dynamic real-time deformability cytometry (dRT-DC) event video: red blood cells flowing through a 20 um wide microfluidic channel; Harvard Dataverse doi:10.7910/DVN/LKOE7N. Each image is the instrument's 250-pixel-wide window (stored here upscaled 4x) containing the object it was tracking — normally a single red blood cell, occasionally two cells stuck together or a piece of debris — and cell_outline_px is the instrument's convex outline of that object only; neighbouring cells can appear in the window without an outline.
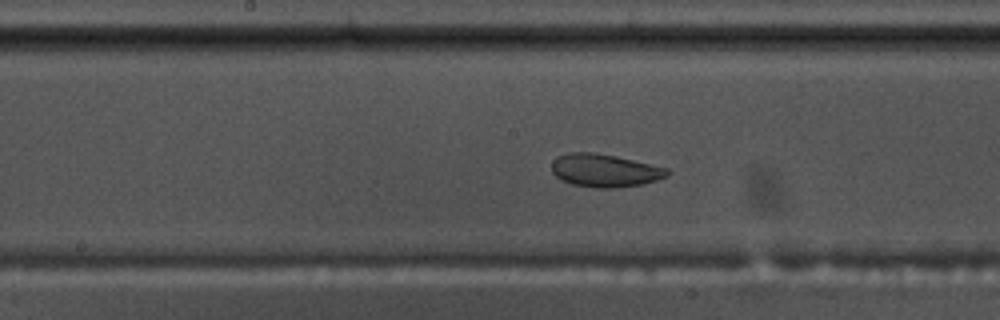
{"species": "common noctule bat (a hibernating species)", "species_latin": "Nyctalus noctula", "temperature_condition": "warm", "stored_images_in_passage": 49, "camera_frame_rate_fps": 3000, "um_per_image_px": 0.085, "animal": {"sex": "male", "body_mass_g": 17.5, "forearm_length_mm": 52.3}, "frame": {"image": 1, "passage_image": 22, "time_ms": 7.0, "image_size_px": [1000, 320], "cell_outline_px": [[672, 172], [668, 176], [644, 184], [616, 188], [596, 188], [572, 184], [560, 180], [552, 172], [552, 160], [556, 156], [568, 152], [592, 152], [616, 156], [668, 168]], "centroid_in_image_um": [51.4, 14.49], "position_along_channel_um": 196.8, "area_um2": 22.48}}
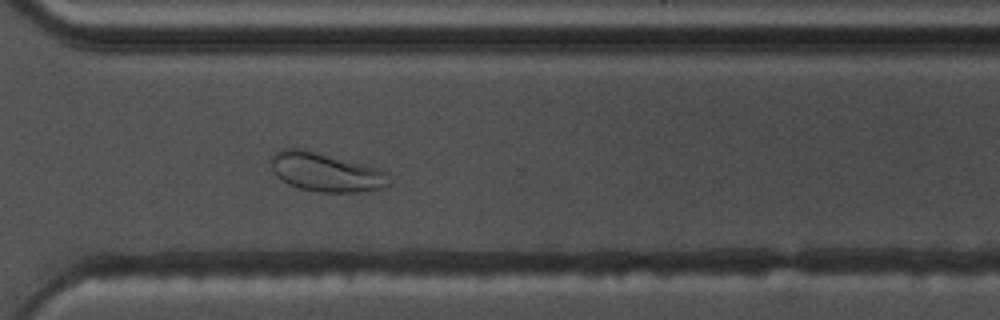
{"frame": {"image": 2, "passage_image": 34, "time_ms": 11.0, "image_size_px": [1000, 320], "cell_outline_px": [[392, 184], [388, 188], [356, 192], [320, 192], [300, 188], [288, 184], [276, 176], [272, 168], [272, 156], [280, 148], [300, 148], [380, 168], [384, 172]], "centroid_in_image_um": [27.72, 14.64], "position_along_channel_um": 342.9, "area_um2": 26.7}}
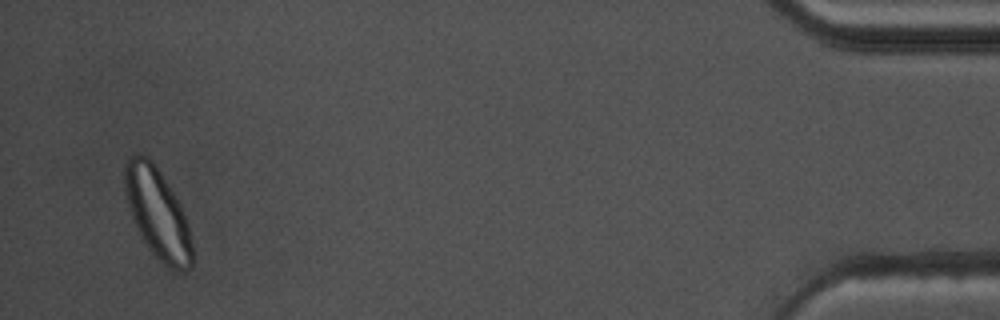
{"frame": {"image": 3, "passage_image": 47, "time_ms": 15.333, "image_size_px": [1000, 320], "cell_outline_px": [[192, 268], [184, 272], [180, 272], [164, 264], [148, 248], [140, 236], [132, 216], [124, 192], [124, 164], [128, 156], [136, 152], [140, 152], [148, 156], [152, 160], [160, 172], [180, 204], [188, 224], [192, 240]], "centroid_in_image_um": [13.37, 18.11], "position_along_channel_um": 421.8, "area_um2": 35.66}, "authors_computed_cell_mechanics": {"area_um2": 26.7036, "velocity_mm_per_s": 3.6531, "shape_relaxation_time_tau1_ms": 8.587, "shape_relaxation_time_tau2_ms": 1.9664, "deformation_change_tau1": 0.1417, "deformation_change_tau2": 0.0659}}